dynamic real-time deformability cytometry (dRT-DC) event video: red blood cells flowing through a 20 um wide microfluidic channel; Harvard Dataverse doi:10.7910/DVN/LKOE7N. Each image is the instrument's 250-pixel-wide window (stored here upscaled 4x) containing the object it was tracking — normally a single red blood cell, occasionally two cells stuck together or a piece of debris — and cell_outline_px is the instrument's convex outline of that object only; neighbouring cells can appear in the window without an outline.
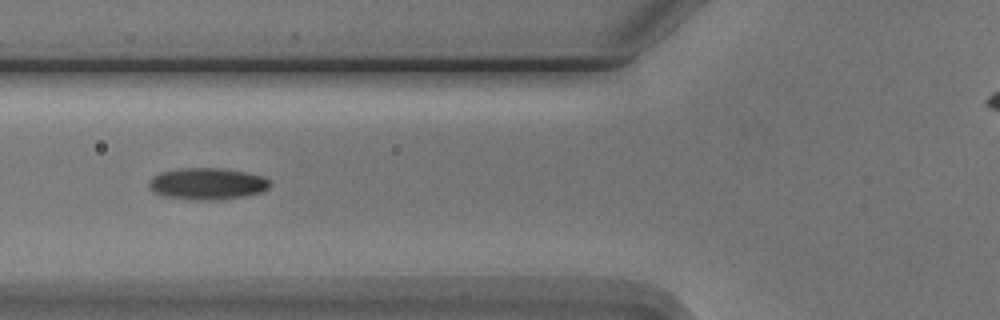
{"species": "Egyptian fruit bat (a non-hibernating species)", "species_latin": "Rousettus aegyptiacus", "temperature_condition": "cold", "stored_images_in_passage": 10, "camera_frame_rate_fps": 3000, "um_per_image_px": 0.085, "animal": {"sex": "male"}, "frame": {"image": 1, "passage_image": 5, "time_ms": 5.333, "image_size_px": [1000, 320], "cell_outline_px": [[272, 184], [268, 188], [260, 192], [244, 196], [212, 200], [196, 200], [160, 196], [152, 192], [148, 188], [148, 180], [152, 176], [160, 172], [180, 168], [224, 168], [248, 172], [264, 176]], "centroid_in_image_um": [17.57, 15.61], "position_along_channel_um": 108.2, "area_um2": 22.72}}
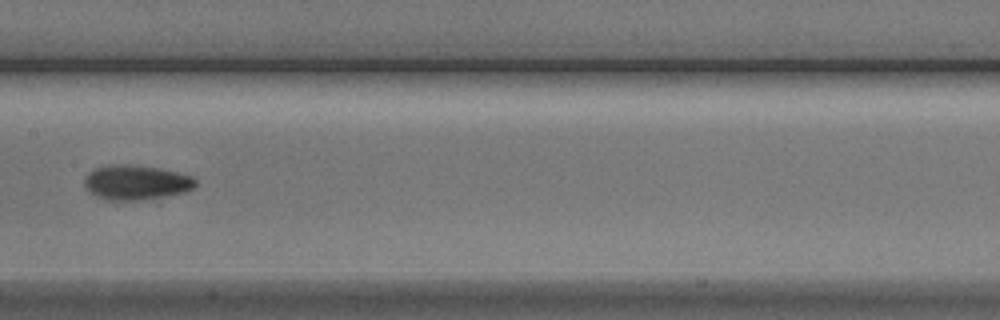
{"frame": {"image": 2, "passage_image": 7, "time_ms": 7.667, "image_size_px": [1000, 320], "cell_outline_px": [[196, 184], [192, 188], [184, 192], [168, 196], [144, 200], [104, 200], [96, 196], [84, 184], [84, 180], [88, 172], [96, 168], [112, 164], [124, 164], [156, 168], [176, 172], [192, 176], [196, 180]], "centroid_in_image_um": [11.56, 15.52], "position_along_channel_um": 195.8, "area_um2": 22.31}}
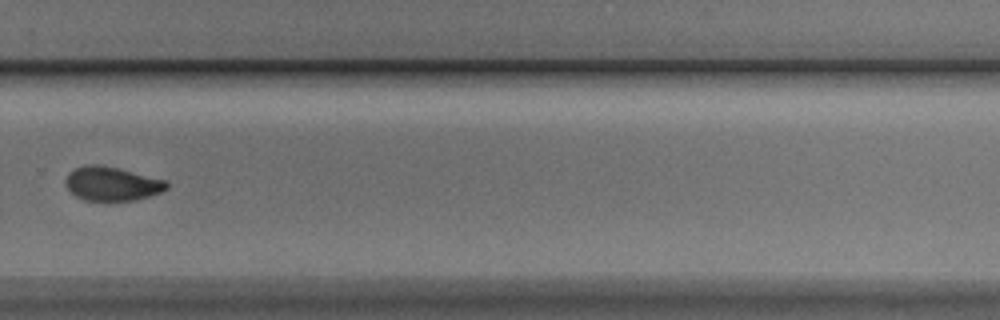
{"frame": {"image": 3, "passage_image": 10, "time_ms": 11.0, "image_size_px": [1000, 320], "cell_outline_px": [[168, 188], [160, 192], [148, 196], [132, 200], [84, 200], [76, 196], [64, 184], [64, 180], [68, 172], [84, 164], [96, 164], [116, 168], [168, 180]], "centroid_in_image_um": [9.49, 15.6], "position_along_channel_um": 320.3, "area_um2": 19.88}}